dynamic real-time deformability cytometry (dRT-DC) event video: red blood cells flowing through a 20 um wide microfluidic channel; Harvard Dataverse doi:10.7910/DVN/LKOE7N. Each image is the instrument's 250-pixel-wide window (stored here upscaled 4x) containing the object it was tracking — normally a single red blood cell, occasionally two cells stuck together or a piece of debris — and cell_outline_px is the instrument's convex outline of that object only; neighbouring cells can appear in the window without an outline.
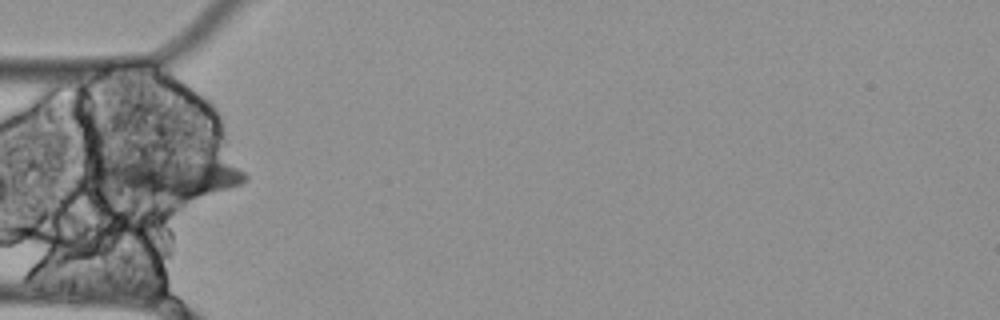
{"species": "Egyptian fruit bat (a non-hibernating species)", "species_latin": "Rousettus aegyptiacus", "temperature_condition": "cold", "stored_images_in_passage": 6, "camera_frame_rate_fps": 3000, "um_per_image_px": 0.085, "animal": {"sex": "female"}, "frame": {"image": 1, "passage_image": 6, "time_ms": 1.667, "image_size_px": [1000, 320], "cell_outline_px": [[248, 176], [240, 184], [228, 188], [184, 200], [176, 200], [108, 188], [96, 168], [92, 156], [188, 156], [228, 164], [244, 172]], "centroid_in_image_um": [14.22, 14.92], "position_along_channel_um": 70.8, "area_um2": 36.3}}